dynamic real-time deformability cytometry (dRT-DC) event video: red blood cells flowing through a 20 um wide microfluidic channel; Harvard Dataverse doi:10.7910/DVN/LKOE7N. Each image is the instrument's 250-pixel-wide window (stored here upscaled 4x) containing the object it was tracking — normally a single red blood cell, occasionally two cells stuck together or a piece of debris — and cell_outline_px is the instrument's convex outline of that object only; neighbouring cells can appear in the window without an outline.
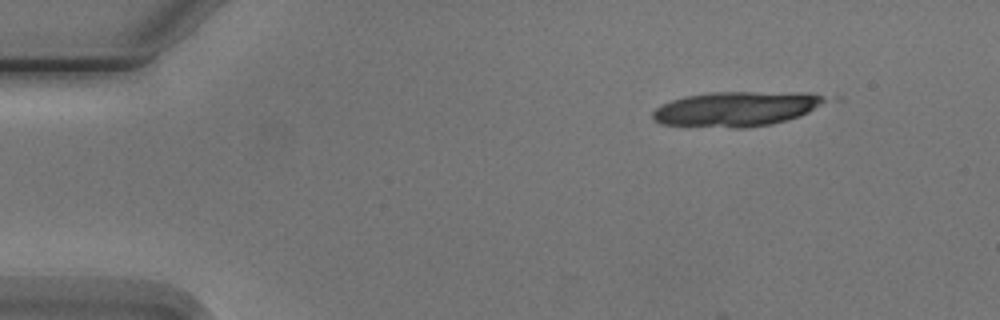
{"species": "Egyptian fruit bat (a non-hibernating species)", "species_latin": "Rousettus aegyptiacus", "temperature_condition": "cold", "stored_images_in_passage": 6, "segment_of_instrument_passage": [1, 2], "camera_frame_rate_fps": 3000, "um_per_image_px": 0.085, "animal": {"sex": "male"}, "frame": {"image": 1, "passage_image": 1, "time_ms": 0.0, "image_size_px": [1000, 320], "cell_outline_px": [[828, 100], [808, 112], [772, 124], [744, 128], [732, 128], [660, 124], [652, 120], [652, 112], [660, 104], [684, 96], [708, 92], [812, 92], [824, 96]], "centroid_in_image_um": [62.54, 9.24], "position_along_channel_um": 22.5, "area_um2": 35.2}}